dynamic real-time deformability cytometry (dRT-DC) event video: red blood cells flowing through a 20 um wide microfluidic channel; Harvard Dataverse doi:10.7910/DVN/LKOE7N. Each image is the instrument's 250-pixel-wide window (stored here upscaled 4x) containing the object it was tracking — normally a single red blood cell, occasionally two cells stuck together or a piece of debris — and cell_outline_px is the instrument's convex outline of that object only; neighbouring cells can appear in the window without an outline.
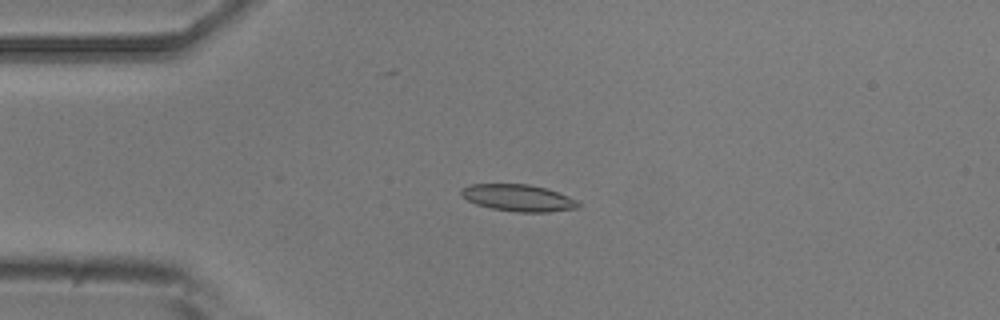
{"species": "common noctule bat (a hibernating species)", "species_latin": "Nyctalus noctula", "temperature_condition": "room temperature", "stored_images_in_passage": 7, "camera_frame_rate_fps": 3000, "um_per_image_px": 0.085, "animal": {"sex": "male", "body_mass_g": 20.5, "forearm_length_mm": 52.5}, "frame": {"image": 1, "passage_image": 4, "time_ms": 3.333, "image_size_px": [1000, 320], "cell_outline_px": [[580, 208], [548, 212], [520, 212], [492, 208], [476, 204], [468, 200], [460, 192], [464, 188], [472, 184], [528, 184], [544, 188], [568, 196], [576, 200], [580, 204]], "centroid_in_image_um": [44.09, 16.82], "position_along_channel_um": 40.9, "area_um2": 17.98}}
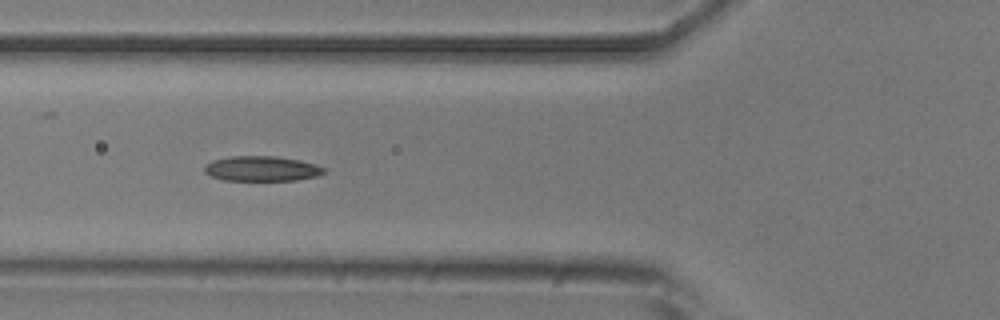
{"frame": {"image": 2, "passage_image": 6, "time_ms": 5.667, "image_size_px": [1000, 320], "cell_outline_px": [[324, 172], [316, 176], [296, 180], [224, 180], [212, 176], [204, 172], [204, 168], [212, 160], [232, 156], [276, 156], [300, 160], [316, 164], [324, 168]], "centroid_in_image_um": [22.25, 14.33], "position_along_channel_um": 103.6, "area_um2": 17.28}}
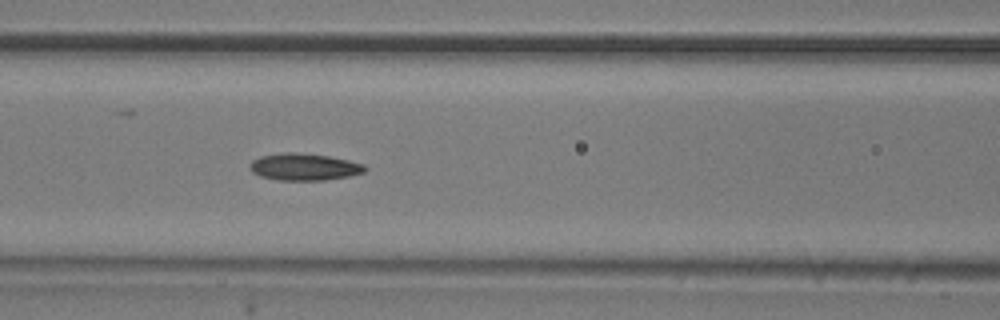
{"frame": {"image": 3, "passage_image": 7, "time_ms": 6.667, "image_size_px": [1000, 320], "cell_outline_px": [[368, 168], [364, 172], [348, 176], [324, 180], [280, 180], [260, 176], [252, 172], [252, 160], [260, 156], [284, 152], [296, 152], [328, 156], [348, 160], [364, 164]], "centroid_in_image_um": [25.88, 14.18], "position_along_channel_um": 140.7, "area_um2": 17.92}}